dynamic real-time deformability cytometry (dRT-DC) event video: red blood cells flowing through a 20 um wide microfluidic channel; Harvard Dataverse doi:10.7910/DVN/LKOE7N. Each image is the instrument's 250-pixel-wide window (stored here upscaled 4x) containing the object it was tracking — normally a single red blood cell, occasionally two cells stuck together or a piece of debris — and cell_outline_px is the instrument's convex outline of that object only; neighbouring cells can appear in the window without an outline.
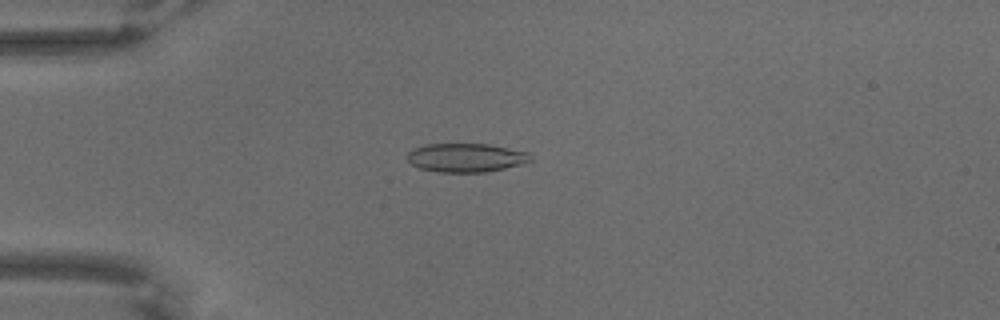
{"species": "common noctule bat (a hibernating species)", "species_latin": "Nyctalus noctula", "temperature_condition": "warm", "stored_images_in_passage": 67, "camera_frame_rate_fps": 3000, "um_per_image_px": 0.085, "animal": {"sex": "male", "body_mass_g": 18.8}, "frame": {"image": 1, "passage_image": 18, "time_ms": 5.667, "image_size_px": [1000, 320], "cell_outline_px": [[532, 160], [520, 164], [504, 168], [484, 172], [440, 172], [420, 168], [412, 164], [408, 160], [408, 152], [412, 148], [424, 144], [488, 144], [528, 152], [532, 156]], "centroid_in_image_um": [39.59, 13.39], "position_along_channel_um": 45.4, "area_um2": 20.52}}
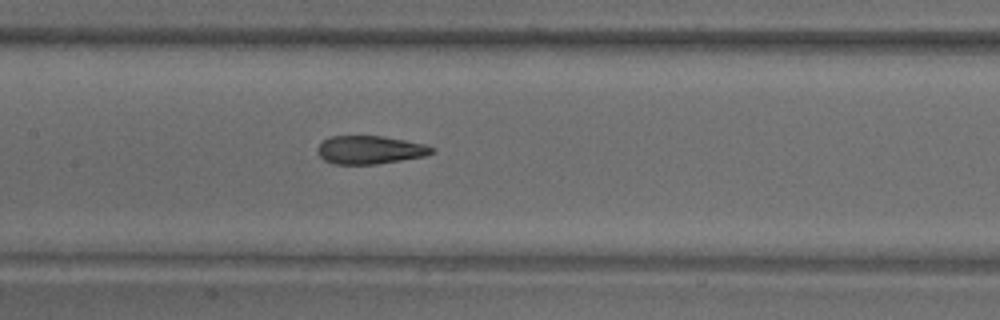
{"frame": {"image": 2, "passage_image": 33, "time_ms": 10.667, "image_size_px": [1000, 320], "cell_outline_px": [[436, 152], [424, 156], [376, 164], [332, 164], [324, 160], [320, 156], [316, 148], [328, 136], [384, 136], [424, 144], [436, 148]], "centroid_in_image_um": [31.44, 12.73], "position_along_channel_um": 176.0, "area_um2": 18.84}}
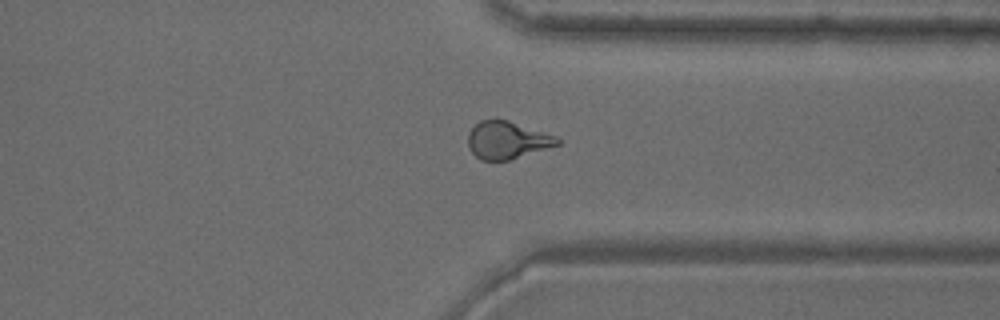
{"frame": {"image": 3, "passage_image": 52, "time_ms": 17.0, "image_size_px": [1000, 320], "cell_outline_px": [[560, 144], [508, 160], [480, 160], [468, 148], [468, 132], [480, 120], [508, 120], [556, 136], [560, 140]], "centroid_in_image_um": [43.08, 11.91], "position_along_channel_um": 368.3, "area_um2": 19.25}}